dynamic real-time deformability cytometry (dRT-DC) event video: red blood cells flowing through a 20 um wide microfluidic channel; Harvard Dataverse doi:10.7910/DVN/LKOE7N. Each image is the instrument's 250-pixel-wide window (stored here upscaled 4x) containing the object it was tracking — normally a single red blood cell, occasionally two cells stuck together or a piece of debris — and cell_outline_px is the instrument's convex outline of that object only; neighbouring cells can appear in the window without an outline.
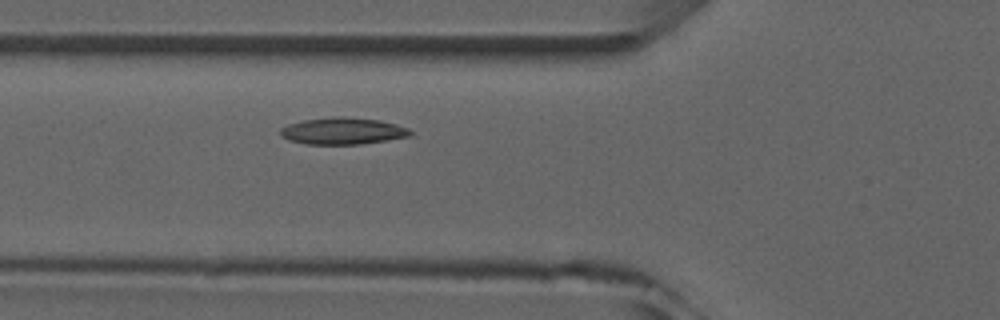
{"species": "common noctule bat (a hibernating species)", "species_latin": "Nyctalus noctula", "temperature_condition": "room temperature", "stored_images_in_passage": 4, "camera_frame_rate_fps": 3000, "um_per_image_px": 0.085, "animal": {"sex": "male", "forearm_length_mm": 52.5}, "frame": {"image": 1, "passage_image": 4, "time_ms": 3.333, "image_size_px": [1000, 320], "cell_outline_px": [[412, 136], [360, 144], [304, 144], [288, 140], [280, 136], [280, 128], [288, 124], [304, 120], [332, 116], [340, 116], [380, 120], [396, 124], [408, 128], [412, 132]], "centroid_in_image_um": [29.11, 11.13], "position_along_channel_um": 96.7, "area_um2": 20.4}}